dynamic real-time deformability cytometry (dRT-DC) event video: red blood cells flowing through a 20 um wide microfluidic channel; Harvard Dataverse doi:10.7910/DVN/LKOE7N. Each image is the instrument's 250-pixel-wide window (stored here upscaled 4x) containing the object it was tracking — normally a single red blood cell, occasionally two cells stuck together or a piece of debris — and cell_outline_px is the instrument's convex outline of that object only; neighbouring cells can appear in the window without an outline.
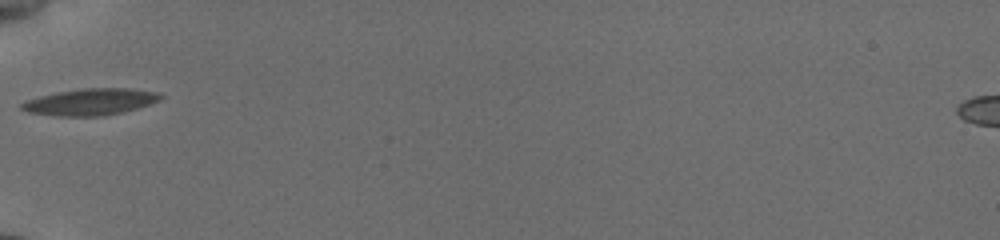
{"species": "common noctule bat (a hibernating species)", "species_latin": "Nyctalus noctula", "temperature_condition": "cold", "stored_images_in_passage": 35, "camera_frame_rate_fps": 3000, "um_per_image_px": 0.085, "animal": {"sex": "female", "body_mass_g": 19.5, "forearm_length_mm": 54.1}, "frame": {"image": 1, "passage_image": 1, "time_ms": 0.0, "image_size_px": [1000, 240], "cell_outline_px": [[164, 96], [160, 100], [136, 108], [120, 112], [100, 116], [56, 116], [28, 112], [20, 108], [20, 104], [24, 100], [56, 92], [84, 88], [128, 88], [156, 92]], "centroid_in_image_um": [7.63, 8.65], "position_along_channel_um": 77.4, "area_um2": 21.39}}
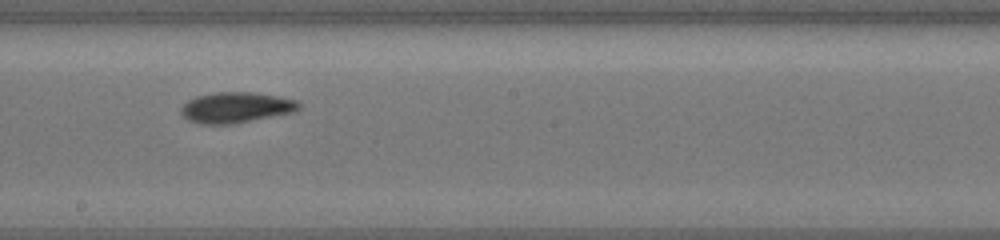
{"frame": {"image": 2, "passage_image": 13, "time_ms": 4.0, "image_size_px": [1000, 240], "cell_outline_px": [[304, 104], [296, 112], [232, 124], [200, 124], [188, 120], [180, 112], [180, 108], [188, 100], [196, 96], [216, 92], [252, 92], [280, 96], [296, 100]], "centroid_in_image_um": [20.1, 9.13], "position_along_channel_um": 228.1, "area_um2": 21.33}}
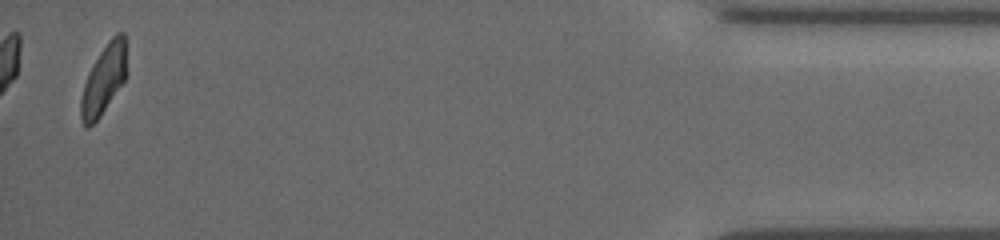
{"frame": {"image": 3, "passage_image": 34, "time_ms": 11.0, "image_size_px": [1000, 240], "cell_outline_px": [[128, 72], [124, 80], [100, 116], [88, 128], [84, 124], [80, 116], [80, 100], [84, 84], [100, 52], [108, 40], [116, 32], [124, 32]], "centroid_in_image_um": [8.85, 6.72], "position_along_channel_um": 426.3, "area_um2": 18.26}, "authors_computed_cell_mechanics": {"area_um2": 19.9988, "velocity_mm_per_s": 3.7927, "shape_relaxation_time_tau1_ms": 2.7607, "shape_relaxation_time_tau2_ms": 3.5478, "deformation_change_tau1": 0.1267, "deformation_change_tau2": 0.0909}}